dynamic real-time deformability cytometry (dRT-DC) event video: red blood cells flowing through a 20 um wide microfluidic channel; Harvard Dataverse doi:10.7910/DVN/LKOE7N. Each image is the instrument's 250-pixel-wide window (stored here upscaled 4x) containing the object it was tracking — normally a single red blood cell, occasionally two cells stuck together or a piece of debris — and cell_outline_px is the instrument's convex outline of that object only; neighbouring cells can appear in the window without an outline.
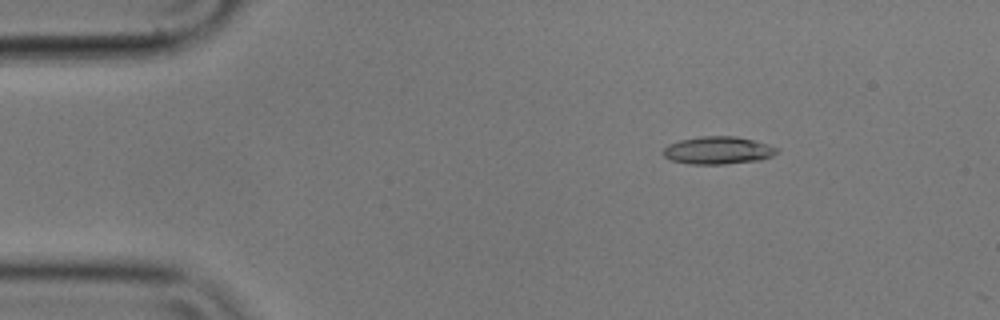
{"species": "common noctule bat (a hibernating species)", "species_latin": "Nyctalus noctula", "temperature_condition": "cold", "stored_images_in_passage": 56, "camera_frame_rate_fps": 3000, "um_per_image_px": 0.085, "animal": {"sex": "male", "body_mass_g": 17.9}, "frame": {"image": 1, "passage_image": 8, "time_ms": 2.333, "image_size_px": [1000, 320], "cell_outline_px": [[780, 152], [772, 156], [760, 160], [724, 164], [688, 164], [672, 160], [664, 156], [664, 148], [668, 144], [680, 140], [700, 136], [736, 136], [768, 144], [780, 148]], "centroid_in_image_um": [61.07, 12.78], "position_along_channel_um": 23.9, "area_um2": 18.38}}
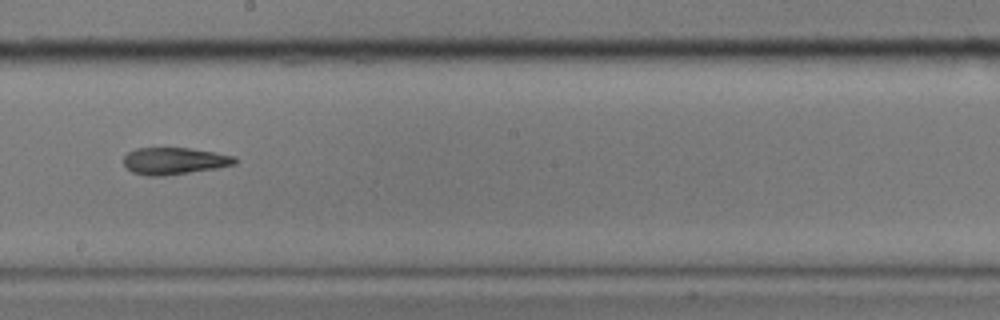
{"frame": {"image": 2, "passage_image": 31, "time_ms": 10.0, "image_size_px": [1000, 320], "cell_outline_px": [[236, 164], [216, 168], [164, 176], [148, 176], [132, 172], [124, 164], [124, 156], [128, 152], [136, 148], [188, 148], [216, 152], [236, 156]], "centroid_in_image_um": [14.82, 13.68], "position_along_channel_um": 233.4, "area_um2": 17.46}}
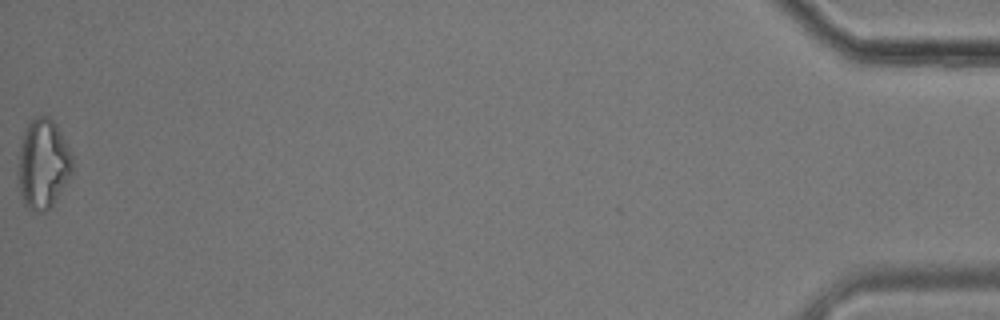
{"frame": {"image": 3, "passage_image": 56, "time_ms": 18.333, "image_size_px": [1000, 320], "cell_outline_px": [[72, 172], [52, 204], [44, 212], [36, 212], [28, 208], [24, 204], [20, 192], [16, 172], [20, 144], [24, 128], [36, 116], [48, 116], [56, 124], [72, 156]], "centroid_in_image_um": [3.61, 13.92], "position_along_channel_um": 431.6, "area_um2": 28.26}, "authors_computed_cell_mechanics": {"area_um2": 18.3515, "velocity_mm_per_s": 3.5637, "shape_relaxation_time_tau1_ms": 7.0194, "shape_relaxation_time_tau2_ms": null, "deformation_change_tau1": 0.1718, "deformation_change_tau2": null}}